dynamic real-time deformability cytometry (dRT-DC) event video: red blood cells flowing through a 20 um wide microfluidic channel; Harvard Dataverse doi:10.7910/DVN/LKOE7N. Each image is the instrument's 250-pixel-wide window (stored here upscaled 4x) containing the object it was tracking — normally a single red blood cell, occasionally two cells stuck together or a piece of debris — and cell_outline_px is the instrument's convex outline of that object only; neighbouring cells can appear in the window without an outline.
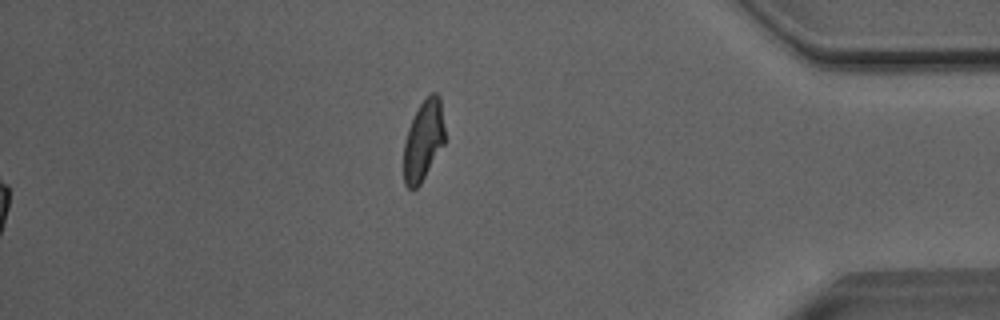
{"species": "Egyptian fruit bat (a non-hibernating species)", "species_latin": "Rousettus aegyptiacus", "temperature_condition": "room temperature", "stored_images_in_passage": 52, "segment_of_instrument_passage": [2, 2], "camera_frame_rate_fps": 3000, "um_per_image_px": 0.085, "animal": {"sex": "male"}, "frame": {"image": 1, "passage_image": 52, "time_ms": 17.0, "image_size_px": [1000, 320], "cell_outline_px": [[444, 144], [420, 184], [416, 188], [408, 188], [404, 184], [404, 144], [408, 128], [420, 104], [432, 92], [436, 92], [440, 96], [444, 128]], "centroid_in_image_um": [35.99, 11.94], "position_along_channel_um": 399.2, "area_um2": 18.96}}